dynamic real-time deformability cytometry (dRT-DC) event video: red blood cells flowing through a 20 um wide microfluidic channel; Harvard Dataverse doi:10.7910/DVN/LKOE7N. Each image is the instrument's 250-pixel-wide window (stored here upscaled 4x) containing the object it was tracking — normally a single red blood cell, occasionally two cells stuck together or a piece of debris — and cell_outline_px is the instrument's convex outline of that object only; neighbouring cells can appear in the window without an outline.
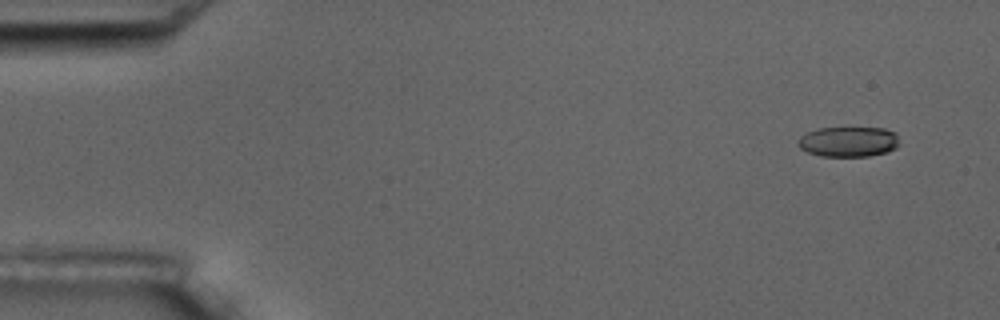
{"species": "common noctule bat (a hibernating species)", "species_latin": "Nyctalus noctula", "temperature_condition": "room temperature", "stored_images_in_passage": 5, "segment_of_instrument_passage": [1, 2], "camera_frame_rate_fps": 3000, "um_per_image_px": 0.085, "animal": {"sex": "male", "body_mass_g": 17.5, "forearm_length_mm": 52.3}, "frame": {"image": 1, "passage_image": 1, "time_ms": 0.0, "image_size_px": [1000, 320], "cell_outline_px": [[900, 144], [896, 148], [888, 152], [868, 156], [820, 156], [808, 152], [800, 148], [796, 144], [796, 140], [800, 136], [808, 132], [820, 128], [884, 128], [896, 132]], "centroid_in_image_um": [72.13, 12.04], "position_along_channel_um": 12.9, "area_um2": 18.03}}
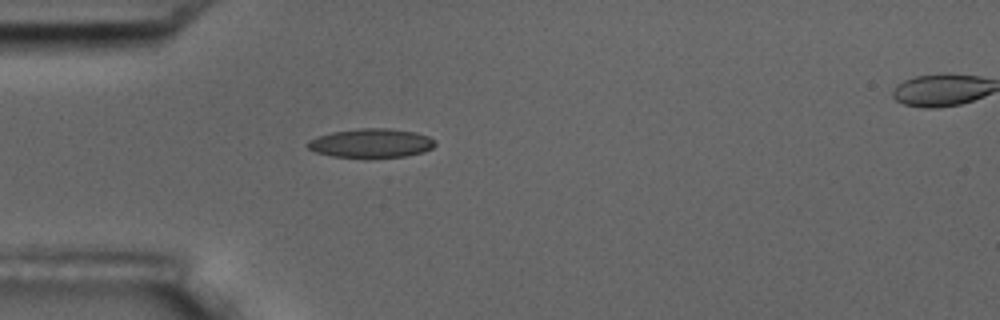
{"frame": {"image": 2, "passage_image": 4, "time_ms": 4.333, "image_size_px": [1000, 320], "cell_outline_px": [[436, 144], [432, 148], [424, 152], [404, 156], [364, 160], [332, 156], [316, 152], [308, 148], [304, 144], [308, 140], [316, 136], [332, 132], [360, 128], [388, 128], [416, 132], [428, 136], [436, 140]], "centroid_in_image_um": [31.52, 12.2], "position_along_channel_um": 53.5, "area_um2": 22.37}}